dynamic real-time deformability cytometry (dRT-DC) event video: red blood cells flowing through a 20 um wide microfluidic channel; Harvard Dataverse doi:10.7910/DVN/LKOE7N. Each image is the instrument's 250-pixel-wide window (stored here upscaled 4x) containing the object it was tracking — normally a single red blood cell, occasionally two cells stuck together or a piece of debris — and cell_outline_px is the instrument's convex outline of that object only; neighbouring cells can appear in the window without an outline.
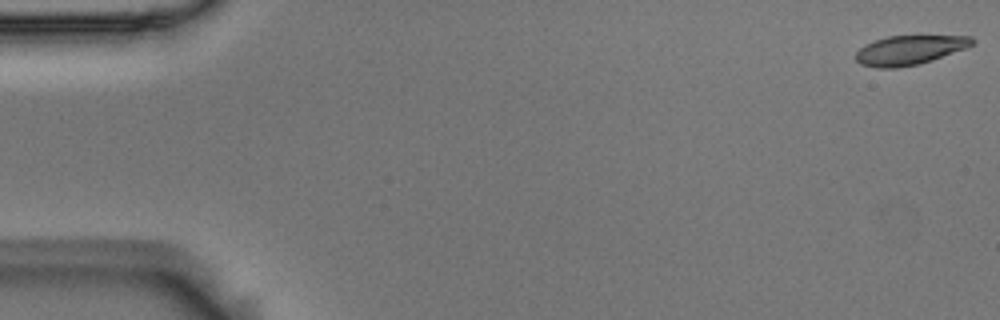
{"species": "Egyptian fruit bat (a non-hibernating species)", "species_latin": "Rousettus aegyptiacus", "temperature_condition": "room temperature", "stored_images_in_passage": 55, "camera_frame_rate_fps": 3000, "um_per_image_px": 0.085, "animal": {"sex": "male"}, "frame": {"image": 1, "passage_image": 1, "time_ms": 0.0, "image_size_px": [1000, 320], "cell_outline_px": [[976, 40], [968, 48], [920, 64], [896, 68], [876, 68], [860, 64], [856, 60], [856, 52], [864, 44], [888, 36], [972, 36]], "centroid_in_image_um": [77.32, 4.26], "position_along_channel_um": 7.7, "area_um2": 20.0}}
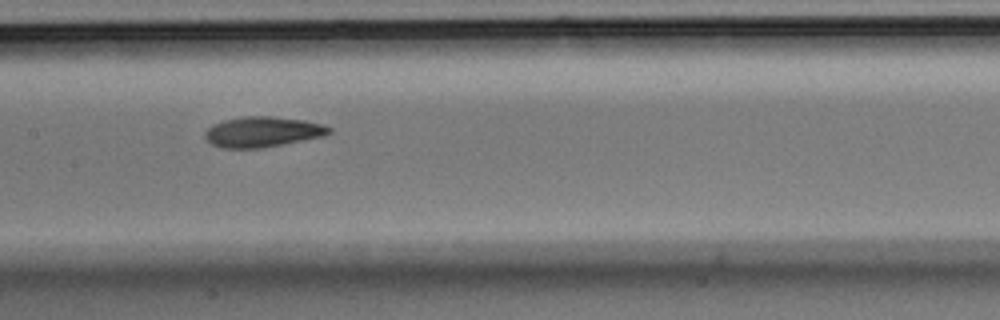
{"frame": {"image": 2, "passage_image": 27, "time_ms": 8.667, "image_size_px": [1000, 320], "cell_outline_px": [[332, 132], [320, 136], [260, 148], [220, 148], [212, 144], [204, 136], [204, 132], [212, 124], [224, 120], [244, 116], [272, 116], [304, 120], [324, 124], [332, 128]], "centroid_in_image_um": [22.28, 11.19], "position_along_channel_um": 185.1, "area_um2": 21.79}}
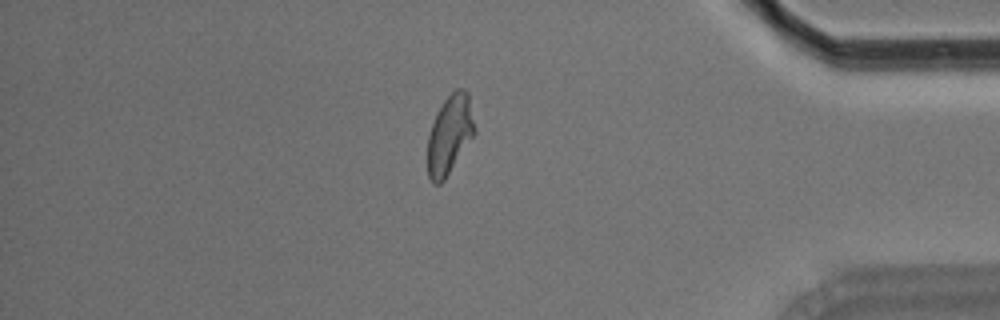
{"frame": {"image": 3, "passage_image": 47, "time_ms": 15.333, "image_size_px": [1000, 320], "cell_outline_px": [[476, 132], [444, 180], [440, 184], [432, 184], [428, 176], [428, 136], [436, 112], [444, 100], [456, 88], [464, 88], [468, 92]], "centroid_in_image_um": [38.22, 11.43], "position_along_channel_um": 397.0, "area_um2": 21.56}, "authors_computed_cell_mechanics": {"area_um2": 21.4438, "velocity_mm_per_s": 3.6601, "shape_relaxation_time_tau1_ms": 5.3146, "shape_relaxation_time_tau2_ms": 2.6286, "deformation_change_tau1": 0.1823, "deformation_change_tau2": 0.0958}}